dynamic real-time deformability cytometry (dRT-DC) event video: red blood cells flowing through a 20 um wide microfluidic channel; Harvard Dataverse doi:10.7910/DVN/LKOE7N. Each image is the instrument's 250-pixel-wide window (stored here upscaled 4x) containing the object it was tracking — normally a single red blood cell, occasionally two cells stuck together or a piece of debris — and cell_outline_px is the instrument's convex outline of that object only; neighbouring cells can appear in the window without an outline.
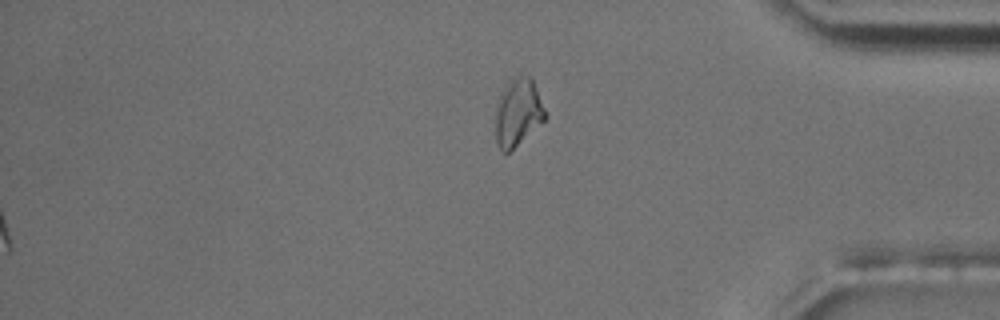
{"species": "common noctule bat (a hibernating species)", "species_latin": "Nyctalus noctula", "temperature_condition": "room temperature", "stored_images_in_passage": 15, "camera_frame_rate_fps": 3000, "um_per_image_px": 0.085, "animal": {"sex": "male", "body_mass_g": 17.5, "forearm_length_mm": 52.3}, "frame": {"image": 1, "passage_image": 15, "time_ms": 17.667, "image_size_px": [1000, 320], "cell_outline_px": [[548, 116], [544, 120], [508, 152], [504, 152], [496, 144], [496, 104], [504, 88], [512, 76], [532, 76]], "centroid_in_image_um": [44.04, 9.51], "position_along_channel_um": 391.2, "area_um2": 19.36}, "authors_computed_cell_mechanics": {"area_um2": 17.051, "velocity_mm_per_s": 3.6032, "shape_relaxation_time_tau1_ms": 2.4281, "shape_relaxation_time_tau2_ms": null, "deformation_change_tau1": 0.0819, "deformation_change_tau2": null}}